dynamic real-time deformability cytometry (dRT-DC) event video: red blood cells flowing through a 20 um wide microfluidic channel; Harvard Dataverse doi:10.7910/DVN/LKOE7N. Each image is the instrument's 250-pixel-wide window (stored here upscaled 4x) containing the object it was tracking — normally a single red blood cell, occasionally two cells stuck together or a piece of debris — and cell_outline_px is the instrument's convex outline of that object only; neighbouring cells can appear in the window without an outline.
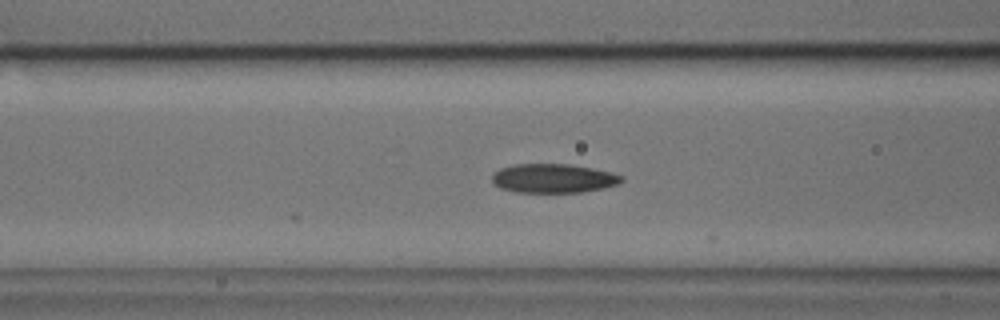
{"species": "common noctule bat (a hibernating species)", "species_latin": "Nyctalus noctula", "temperature_condition": "cold", "stored_images_in_passage": 12, "camera_frame_rate_fps": 3000, "um_per_image_px": 0.085, "animal": {"sex": "male", "body_mass_g": 17.9, "forearm_length_mm": 54.2}, "frame": {"image": 1, "passage_image": 5, "time_ms": 1.333, "image_size_px": [1000, 320], "cell_outline_px": [[624, 180], [620, 184], [604, 188], [580, 192], [516, 192], [500, 188], [492, 184], [492, 172], [500, 168], [512, 164], [568, 164], [592, 168], [612, 172], [624, 176]], "centroid_in_image_um": [47.03, 15.15], "position_along_channel_um": 119.6, "area_um2": 22.2}}
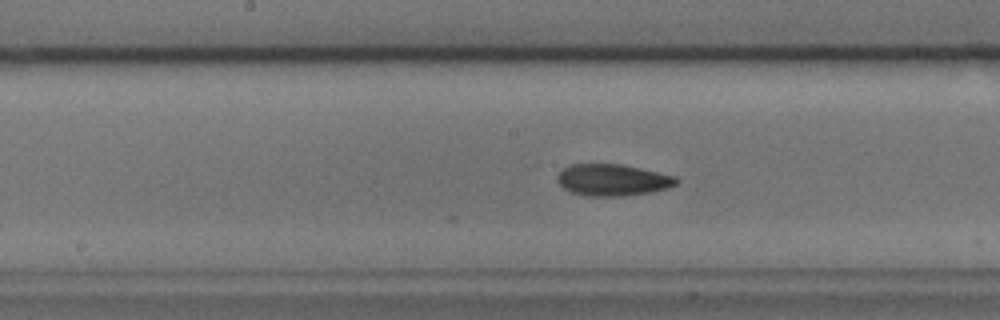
{"frame": {"image": 2, "passage_image": 11, "time_ms": 3.333, "image_size_px": [1000, 320], "cell_outline_px": [[680, 180], [676, 184], [668, 188], [648, 192], [624, 196], [584, 196], [572, 192], [564, 188], [556, 180], [556, 176], [564, 168], [572, 164], [620, 164], [676, 176]], "centroid_in_image_um": [52.06, 15.3], "position_along_channel_um": 196.1, "area_um2": 21.85}}